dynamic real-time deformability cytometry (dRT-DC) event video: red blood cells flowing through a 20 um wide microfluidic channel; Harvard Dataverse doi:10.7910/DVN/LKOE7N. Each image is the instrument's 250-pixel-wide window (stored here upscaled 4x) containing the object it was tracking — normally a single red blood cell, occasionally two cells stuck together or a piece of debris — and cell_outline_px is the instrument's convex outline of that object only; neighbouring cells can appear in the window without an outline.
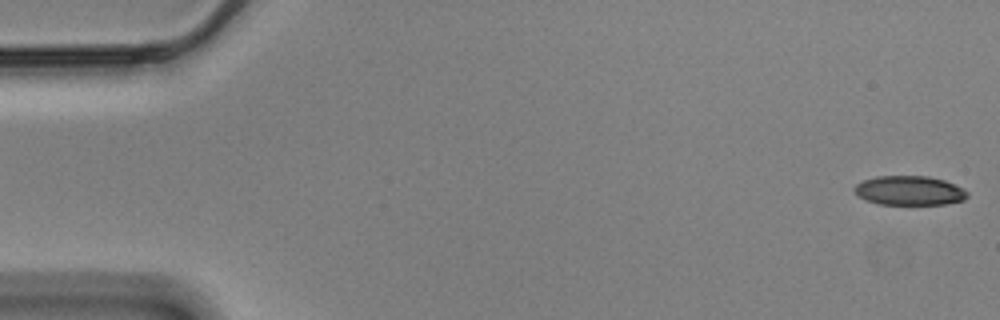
{"species": "Egyptian fruit bat (a non-hibernating species)", "species_latin": "Rousettus aegyptiacus", "temperature_condition": "cold", "stored_images_in_passage": 57, "camera_frame_rate_fps": 3000, "um_per_image_px": 0.085, "animal": {"sex": "male"}, "frame": {"image": 1, "passage_image": 1, "time_ms": 0.0, "image_size_px": [1000, 320], "cell_outline_px": [[968, 196], [964, 200], [944, 204], [880, 204], [864, 200], [856, 196], [852, 188], [856, 184], [864, 180], [876, 176], [928, 176], [944, 180], [964, 188], [968, 192]], "centroid_in_image_um": [77.27, 16.2], "position_along_channel_um": 7.7, "area_um2": 19.48}}
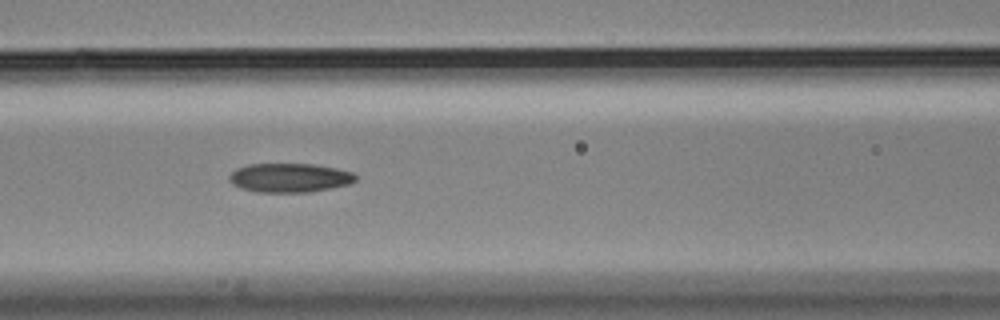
{"frame": {"image": 2, "passage_image": 24, "time_ms": 7.667, "image_size_px": [1000, 320], "cell_outline_px": [[356, 180], [348, 184], [332, 188], [308, 192], [256, 192], [240, 188], [232, 184], [228, 180], [228, 176], [236, 168], [248, 164], [312, 164], [336, 168], [352, 172], [356, 176]], "centroid_in_image_um": [24.58, 15.11], "position_along_channel_um": 142.0, "area_um2": 21.44}}
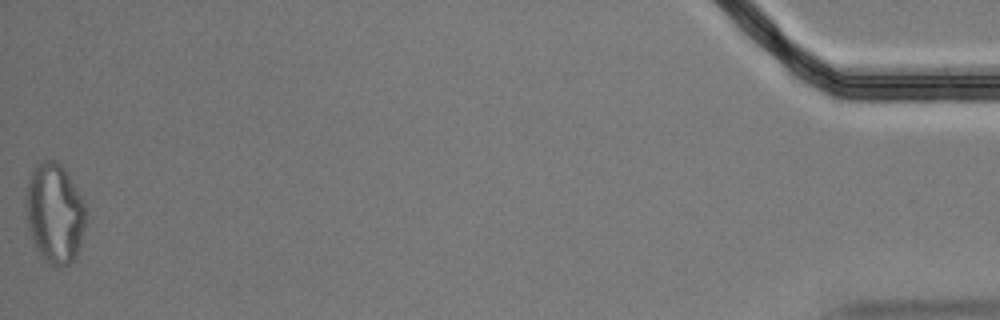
{"frame": {"image": 3, "passage_image": 57, "time_ms": 18.667, "image_size_px": [1000, 320], "cell_outline_px": [[84, 228], [80, 248], [76, 256], [68, 264], [56, 268], [48, 264], [44, 260], [36, 248], [32, 240], [28, 228], [28, 180], [36, 164], [44, 160], [56, 160], [60, 164], [84, 200]], "centroid_in_image_um": [4.66, 18.17], "position_along_channel_um": 430.5, "area_um2": 34.28}, "authors_computed_cell_mechanics": {"area_um2": 21.4438, "velocity_mm_per_s": 3.5009, "shape_relaxation_time_tau1_ms": null, "shape_relaxation_time_tau2_ms": 7.179, "deformation_change_tau1": null, "deformation_change_tau2": 0.1613}}